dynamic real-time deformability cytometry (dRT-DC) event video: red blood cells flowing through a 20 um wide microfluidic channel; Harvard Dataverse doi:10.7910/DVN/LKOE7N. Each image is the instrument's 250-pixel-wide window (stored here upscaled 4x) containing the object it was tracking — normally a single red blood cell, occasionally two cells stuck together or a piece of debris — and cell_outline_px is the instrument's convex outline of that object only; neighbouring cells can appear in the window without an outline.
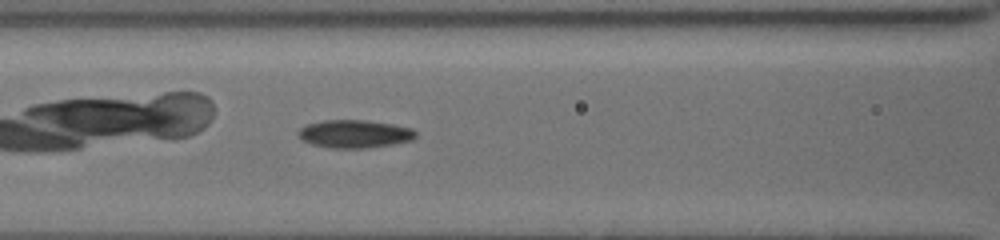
{"species": "common noctule bat (a hibernating species)", "species_latin": "Nyctalus noctula", "temperature_condition": "cold", "stored_images_in_passage": 33, "camera_frame_rate_fps": 3000, "um_per_image_px": 0.085, "animal": {"sex": "female", "body_mass_g": 19.5, "forearm_length_mm": 54.1}, "frame": {"image": 1, "passage_image": 6, "time_ms": 1.667, "image_size_px": [1000, 240], "cell_outline_px": [[412, 136], [396, 140], [368, 144], [328, 144], [312, 140], [304, 136], [304, 132], [308, 128], [320, 124], [376, 124], [400, 128], [412, 132]], "centroid_in_image_um": [30.18, 11.37], "position_along_channel_um": 136.4, "area_um2": 12.72}}
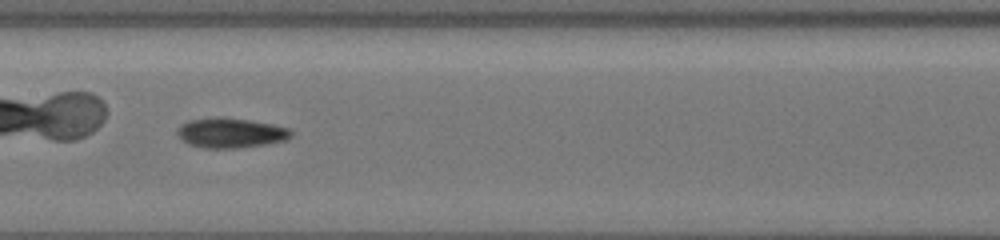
{"frame": {"image": 2, "passage_image": 10, "time_ms": 3.0, "image_size_px": [1000, 240], "cell_outline_px": [[284, 136], [268, 140], [240, 144], [208, 144], [192, 140], [184, 132], [184, 128], [188, 124], [204, 120], [232, 120], [280, 128], [284, 132]], "centroid_in_image_um": [19.59, 11.24], "position_along_channel_um": 187.8, "area_um2": 13.47}}
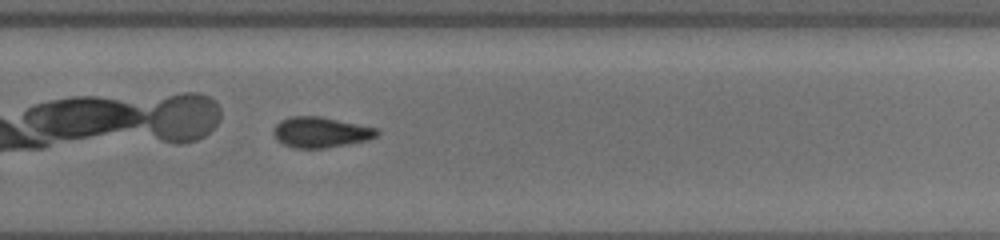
{"frame": {"image": 3, "passage_image": 19, "time_ms": 6.0, "image_size_px": [1000, 240], "cell_outline_px": [[376, 132], [372, 136], [352, 140], [328, 144], [292, 144], [284, 140], [276, 132], [280, 124], [288, 120], [328, 120], [368, 128]], "centroid_in_image_um": [27.26, 11.22], "position_along_channel_um": 302.5, "area_um2": 13.18}}